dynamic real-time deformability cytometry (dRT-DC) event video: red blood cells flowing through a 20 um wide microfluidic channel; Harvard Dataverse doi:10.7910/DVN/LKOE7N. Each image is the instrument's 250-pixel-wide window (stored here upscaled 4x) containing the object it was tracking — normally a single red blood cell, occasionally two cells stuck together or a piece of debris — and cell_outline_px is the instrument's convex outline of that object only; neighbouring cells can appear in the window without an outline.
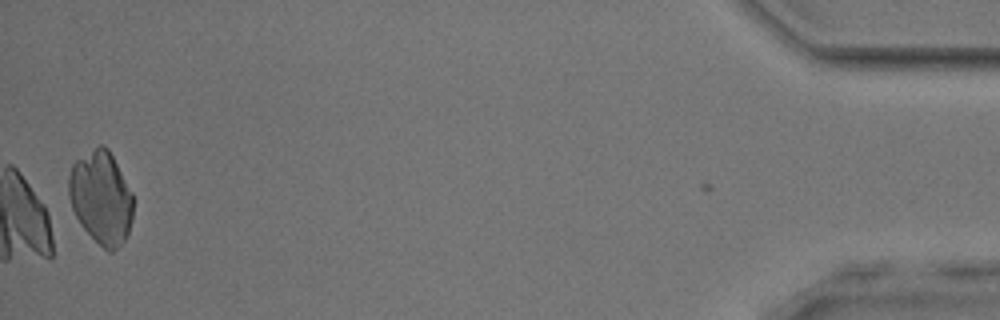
{"species": "common noctule bat (a hibernating species)", "species_latin": "Nyctalus noctula", "temperature_condition": "room temperature", "stored_images_in_passage": 37, "camera_frame_rate_fps": 3000, "um_per_image_px": 0.085, "animal": {"sex": "male", "body_mass_g": 17.9, "forearm_length_mm": 54.2}, "frame": {"image": 1, "passage_image": 36, "time_ms": 11.667, "image_size_px": [1000, 320], "cell_outline_px": [[132, 220], [128, 232], [124, 240], [112, 252], [108, 252], [80, 224], [72, 208], [68, 196], [68, 176], [72, 164], [76, 160], [100, 144], [104, 144], [108, 148], [132, 192]], "centroid_in_image_um": [8.58, 16.77], "position_along_channel_um": 426.6, "area_um2": 34.62}}